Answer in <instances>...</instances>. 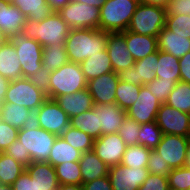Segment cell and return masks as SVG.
<instances>
[{
	"label": "cell",
	"mask_w": 190,
	"mask_h": 190,
	"mask_svg": "<svg viewBox=\"0 0 190 190\" xmlns=\"http://www.w3.org/2000/svg\"><path fill=\"white\" fill-rule=\"evenodd\" d=\"M70 125L87 133L94 140L101 136V127H98L97 105L79 115L70 118Z\"/></svg>",
	"instance_id": "cell-30"
},
{
	"label": "cell",
	"mask_w": 190,
	"mask_h": 190,
	"mask_svg": "<svg viewBox=\"0 0 190 190\" xmlns=\"http://www.w3.org/2000/svg\"><path fill=\"white\" fill-rule=\"evenodd\" d=\"M125 41L134 61L158 51L157 37L154 36L140 35L126 30Z\"/></svg>",
	"instance_id": "cell-23"
},
{
	"label": "cell",
	"mask_w": 190,
	"mask_h": 190,
	"mask_svg": "<svg viewBox=\"0 0 190 190\" xmlns=\"http://www.w3.org/2000/svg\"><path fill=\"white\" fill-rule=\"evenodd\" d=\"M67 143L82 153L93 149L94 139L87 133L72 127H69L60 135Z\"/></svg>",
	"instance_id": "cell-37"
},
{
	"label": "cell",
	"mask_w": 190,
	"mask_h": 190,
	"mask_svg": "<svg viewBox=\"0 0 190 190\" xmlns=\"http://www.w3.org/2000/svg\"><path fill=\"white\" fill-rule=\"evenodd\" d=\"M107 34L99 29H71L65 42L68 60L81 63L106 50Z\"/></svg>",
	"instance_id": "cell-1"
},
{
	"label": "cell",
	"mask_w": 190,
	"mask_h": 190,
	"mask_svg": "<svg viewBox=\"0 0 190 190\" xmlns=\"http://www.w3.org/2000/svg\"><path fill=\"white\" fill-rule=\"evenodd\" d=\"M106 50L111 59L112 69L117 74L125 70L127 67L133 66L135 63L127 48L125 31L108 33Z\"/></svg>",
	"instance_id": "cell-18"
},
{
	"label": "cell",
	"mask_w": 190,
	"mask_h": 190,
	"mask_svg": "<svg viewBox=\"0 0 190 190\" xmlns=\"http://www.w3.org/2000/svg\"><path fill=\"white\" fill-rule=\"evenodd\" d=\"M138 190H169L167 176L149 174Z\"/></svg>",
	"instance_id": "cell-49"
},
{
	"label": "cell",
	"mask_w": 190,
	"mask_h": 190,
	"mask_svg": "<svg viewBox=\"0 0 190 190\" xmlns=\"http://www.w3.org/2000/svg\"><path fill=\"white\" fill-rule=\"evenodd\" d=\"M19 129L5 123L0 118V152H4L15 140Z\"/></svg>",
	"instance_id": "cell-46"
},
{
	"label": "cell",
	"mask_w": 190,
	"mask_h": 190,
	"mask_svg": "<svg viewBox=\"0 0 190 190\" xmlns=\"http://www.w3.org/2000/svg\"><path fill=\"white\" fill-rule=\"evenodd\" d=\"M29 109L14 103L3 102L0 118L3 122L9 125L21 129L26 122Z\"/></svg>",
	"instance_id": "cell-36"
},
{
	"label": "cell",
	"mask_w": 190,
	"mask_h": 190,
	"mask_svg": "<svg viewBox=\"0 0 190 190\" xmlns=\"http://www.w3.org/2000/svg\"><path fill=\"white\" fill-rule=\"evenodd\" d=\"M80 66L87 81L95 79L102 74L114 72L107 50L98 52L92 55V57L85 59L80 63Z\"/></svg>",
	"instance_id": "cell-27"
},
{
	"label": "cell",
	"mask_w": 190,
	"mask_h": 190,
	"mask_svg": "<svg viewBox=\"0 0 190 190\" xmlns=\"http://www.w3.org/2000/svg\"><path fill=\"white\" fill-rule=\"evenodd\" d=\"M184 166L190 168V142H189L188 147H187L186 159H185V165Z\"/></svg>",
	"instance_id": "cell-60"
},
{
	"label": "cell",
	"mask_w": 190,
	"mask_h": 190,
	"mask_svg": "<svg viewBox=\"0 0 190 190\" xmlns=\"http://www.w3.org/2000/svg\"><path fill=\"white\" fill-rule=\"evenodd\" d=\"M189 142L190 137L163 134L154 150L161 154V158L168 163L171 169L181 168L185 165Z\"/></svg>",
	"instance_id": "cell-11"
},
{
	"label": "cell",
	"mask_w": 190,
	"mask_h": 190,
	"mask_svg": "<svg viewBox=\"0 0 190 190\" xmlns=\"http://www.w3.org/2000/svg\"><path fill=\"white\" fill-rule=\"evenodd\" d=\"M71 28L58 12H52L43 21L27 19L23 26L22 35L37 40L42 47L50 44H65Z\"/></svg>",
	"instance_id": "cell-2"
},
{
	"label": "cell",
	"mask_w": 190,
	"mask_h": 190,
	"mask_svg": "<svg viewBox=\"0 0 190 190\" xmlns=\"http://www.w3.org/2000/svg\"><path fill=\"white\" fill-rule=\"evenodd\" d=\"M70 2L71 0H47L48 5L50 6L53 12H59Z\"/></svg>",
	"instance_id": "cell-55"
},
{
	"label": "cell",
	"mask_w": 190,
	"mask_h": 190,
	"mask_svg": "<svg viewBox=\"0 0 190 190\" xmlns=\"http://www.w3.org/2000/svg\"><path fill=\"white\" fill-rule=\"evenodd\" d=\"M119 80L117 73L109 72L87 81L86 88L92 95L94 105L115 103V92Z\"/></svg>",
	"instance_id": "cell-17"
},
{
	"label": "cell",
	"mask_w": 190,
	"mask_h": 190,
	"mask_svg": "<svg viewBox=\"0 0 190 190\" xmlns=\"http://www.w3.org/2000/svg\"><path fill=\"white\" fill-rule=\"evenodd\" d=\"M158 51L135 61L133 66L118 73L119 79L125 83L143 86L156 79Z\"/></svg>",
	"instance_id": "cell-15"
},
{
	"label": "cell",
	"mask_w": 190,
	"mask_h": 190,
	"mask_svg": "<svg viewBox=\"0 0 190 190\" xmlns=\"http://www.w3.org/2000/svg\"><path fill=\"white\" fill-rule=\"evenodd\" d=\"M50 77L51 72H49L45 67L41 66V68L28 79L39 90L45 93L47 98H49Z\"/></svg>",
	"instance_id": "cell-47"
},
{
	"label": "cell",
	"mask_w": 190,
	"mask_h": 190,
	"mask_svg": "<svg viewBox=\"0 0 190 190\" xmlns=\"http://www.w3.org/2000/svg\"><path fill=\"white\" fill-rule=\"evenodd\" d=\"M9 38L7 35L3 32V30L0 28V46L4 44L6 41H8Z\"/></svg>",
	"instance_id": "cell-61"
},
{
	"label": "cell",
	"mask_w": 190,
	"mask_h": 190,
	"mask_svg": "<svg viewBox=\"0 0 190 190\" xmlns=\"http://www.w3.org/2000/svg\"><path fill=\"white\" fill-rule=\"evenodd\" d=\"M0 190H13L12 185L0 184Z\"/></svg>",
	"instance_id": "cell-62"
},
{
	"label": "cell",
	"mask_w": 190,
	"mask_h": 190,
	"mask_svg": "<svg viewBox=\"0 0 190 190\" xmlns=\"http://www.w3.org/2000/svg\"><path fill=\"white\" fill-rule=\"evenodd\" d=\"M81 155V151L72 147L61 136H57L47 162L55 167L63 162H78Z\"/></svg>",
	"instance_id": "cell-28"
},
{
	"label": "cell",
	"mask_w": 190,
	"mask_h": 190,
	"mask_svg": "<svg viewBox=\"0 0 190 190\" xmlns=\"http://www.w3.org/2000/svg\"><path fill=\"white\" fill-rule=\"evenodd\" d=\"M126 116L127 111L116 103L97 105V121L98 127H101V136L117 133Z\"/></svg>",
	"instance_id": "cell-21"
},
{
	"label": "cell",
	"mask_w": 190,
	"mask_h": 190,
	"mask_svg": "<svg viewBox=\"0 0 190 190\" xmlns=\"http://www.w3.org/2000/svg\"><path fill=\"white\" fill-rule=\"evenodd\" d=\"M176 83L177 81H166L163 80V78H156L146 84V86L149 88L150 92L160 100L161 103H165Z\"/></svg>",
	"instance_id": "cell-43"
},
{
	"label": "cell",
	"mask_w": 190,
	"mask_h": 190,
	"mask_svg": "<svg viewBox=\"0 0 190 190\" xmlns=\"http://www.w3.org/2000/svg\"><path fill=\"white\" fill-rule=\"evenodd\" d=\"M9 39L18 54L22 77L29 78L42 66L43 47L37 40L26 38L22 34Z\"/></svg>",
	"instance_id": "cell-8"
},
{
	"label": "cell",
	"mask_w": 190,
	"mask_h": 190,
	"mask_svg": "<svg viewBox=\"0 0 190 190\" xmlns=\"http://www.w3.org/2000/svg\"><path fill=\"white\" fill-rule=\"evenodd\" d=\"M40 128L39 117H38V109L29 110L28 116L26 118V122L23 124L21 129H36Z\"/></svg>",
	"instance_id": "cell-54"
},
{
	"label": "cell",
	"mask_w": 190,
	"mask_h": 190,
	"mask_svg": "<svg viewBox=\"0 0 190 190\" xmlns=\"http://www.w3.org/2000/svg\"><path fill=\"white\" fill-rule=\"evenodd\" d=\"M172 0H139V3L146 5H157L167 8Z\"/></svg>",
	"instance_id": "cell-57"
},
{
	"label": "cell",
	"mask_w": 190,
	"mask_h": 190,
	"mask_svg": "<svg viewBox=\"0 0 190 190\" xmlns=\"http://www.w3.org/2000/svg\"><path fill=\"white\" fill-rule=\"evenodd\" d=\"M73 1L87 4L89 6H94L100 9L107 0H73Z\"/></svg>",
	"instance_id": "cell-58"
},
{
	"label": "cell",
	"mask_w": 190,
	"mask_h": 190,
	"mask_svg": "<svg viewBox=\"0 0 190 190\" xmlns=\"http://www.w3.org/2000/svg\"><path fill=\"white\" fill-rule=\"evenodd\" d=\"M147 170L149 174L167 176L172 169L168 163L164 162L161 158V154L157 153L155 150H150Z\"/></svg>",
	"instance_id": "cell-45"
},
{
	"label": "cell",
	"mask_w": 190,
	"mask_h": 190,
	"mask_svg": "<svg viewBox=\"0 0 190 190\" xmlns=\"http://www.w3.org/2000/svg\"><path fill=\"white\" fill-rule=\"evenodd\" d=\"M65 44H50L43 47L42 66L53 72L68 62Z\"/></svg>",
	"instance_id": "cell-32"
},
{
	"label": "cell",
	"mask_w": 190,
	"mask_h": 190,
	"mask_svg": "<svg viewBox=\"0 0 190 190\" xmlns=\"http://www.w3.org/2000/svg\"><path fill=\"white\" fill-rule=\"evenodd\" d=\"M47 99V95L32 84L28 78L10 81L4 102L24 106L29 110L38 109Z\"/></svg>",
	"instance_id": "cell-7"
},
{
	"label": "cell",
	"mask_w": 190,
	"mask_h": 190,
	"mask_svg": "<svg viewBox=\"0 0 190 190\" xmlns=\"http://www.w3.org/2000/svg\"><path fill=\"white\" fill-rule=\"evenodd\" d=\"M139 130H140V124L137 123L135 120L126 116L117 133L123 139L126 146H133L139 144L138 142Z\"/></svg>",
	"instance_id": "cell-42"
},
{
	"label": "cell",
	"mask_w": 190,
	"mask_h": 190,
	"mask_svg": "<svg viewBox=\"0 0 190 190\" xmlns=\"http://www.w3.org/2000/svg\"><path fill=\"white\" fill-rule=\"evenodd\" d=\"M26 171L37 180L40 190H57L59 182L55 167L48 162H31Z\"/></svg>",
	"instance_id": "cell-26"
},
{
	"label": "cell",
	"mask_w": 190,
	"mask_h": 190,
	"mask_svg": "<svg viewBox=\"0 0 190 190\" xmlns=\"http://www.w3.org/2000/svg\"><path fill=\"white\" fill-rule=\"evenodd\" d=\"M13 190H40L37 180L25 170L12 184Z\"/></svg>",
	"instance_id": "cell-50"
},
{
	"label": "cell",
	"mask_w": 190,
	"mask_h": 190,
	"mask_svg": "<svg viewBox=\"0 0 190 190\" xmlns=\"http://www.w3.org/2000/svg\"><path fill=\"white\" fill-rule=\"evenodd\" d=\"M149 175L147 168L127 167L121 164L109 167L112 190H138Z\"/></svg>",
	"instance_id": "cell-13"
},
{
	"label": "cell",
	"mask_w": 190,
	"mask_h": 190,
	"mask_svg": "<svg viewBox=\"0 0 190 190\" xmlns=\"http://www.w3.org/2000/svg\"><path fill=\"white\" fill-rule=\"evenodd\" d=\"M3 102L2 100H0V116H1V111H2V107H3Z\"/></svg>",
	"instance_id": "cell-63"
},
{
	"label": "cell",
	"mask_w": 190,
	"mask_h": 190,
	"mask_svg": "<svg viewBox=\"0 0 190 190\" xmlns=\"http://www.w3.org/2000/svg\"><path fill=\"white\" fill-rule=\"evenodd\" d=\"M149 155L150 149L145 146L140 144L127 146L120 164L127 167L147 168Z\"/></svg>",
	"instance_id": "cell-35"
},
{
	"label": "cell",
	"mask_w": 190,
	"mask_h": 190,
	"mask_svg": "<svg viewBox=\"0 0 190 190\" xmlns=\"http://www.w3.org/2000/svg\"><path fill=\"white\" fill-rule=\"evenodd\" d=\"M155 122L163 134L190 137V115L162 103Z\"/></svg>",
	"instance_id": "cell-10"
},
{
	"label": "cell",
	"mask_w": 190,
	"mask_h": 190,
	"mask_svg": "<svg viewBox=\"0 0 190 190\" xmlns=\"http://www.w3.org/2000/svg\"><path fill=\"white\" fill-rule=\"evenodd\" d=\"M79 166L82 184L108 176L109 173V166H107L93 150L82 153Z\"/></svg>",
	"instance_id": "cell-25"
},
{
	"label": "cell",
	"mask_w": 190,
	"mask_h": 190,
	"mask_svg": "<svg viewBox=\"0 0 190 190\" xmlns=\"http://www.w3.org/2000/svg\"><path fill=\"white\" fill-rule=\"evenodd\" d=\"M162 130L157 123L149 122L140 124L138 142L147 149L154 150L162 138Z\"/></svg>",
	"instance_id": "cell-40"
},
{
	"label": "cell",
	"mask_w": 190,
	"mask_h": 190,
	"mask_svg": "<svg viewBox=\"0 0 190 190\" xmlns=\"http://www.w3.org/2000/svg\"><path fill=\"white\" fill-rule=\"evenodd\" d=\"M87 87V80L79 63L68 61L51 73L49 98L72 94Z\"/></svg>",
	"instance_id": "cell-4"
},
{
	"label": "cell",
	"mask_w": 190,
	"mask_h": 190,
	"mask_svg": "<svg viewBox=\"0 0 190 190\" xmlns=\"http://www.w3.org/2000/svg\"><path fill=\"white\" fill-rule=\"evenodd\" d=\"M59 184L82 185V176L78 162H63L55 166Z\"/></svg>",
	"instance_id": "cell-39"
},
{
	"label": "cell",
	"mask_w": 190,
	"mask_h": 190,
	"mask_svg": "<svg viewBox=\"0 0 190 190\" xmlns=\"http://www.w3.org/2000/svg\"><path fill=\"white\" fill-rule=\"evenodd\" d=\"M2 2H11L12 0H0Z\"/></svg>",
	"instance_id": "cell-64"
},
{
	"label": "cell",
	"mask_w": 190,
	"mask_h": 190,
	"mask_svg": "<svg viewBox=\"0 0 190 190\" xmlns=\"http://www.w3.org/2000/svg\"><path fill=\"white\" fill-rule=\"evenodd\" d=\"M83 190H112V186L108 176L100 179H94L91 182L82 184Z\"/></svg>",
	"instance_id": "cell-52"
},
{
	"label": "cell",
	"mask_w": 190,
	"mask_h": 190,
	"mask_svg": "<svg viewBox=\"0 0 190 190\" xmlns=\"http://www.w3.org/2000/svg\"><path fill=\"white\" fill-rule=\"evenodd\" d=\"M162 103L149 90L146 85L141 86L138 98L127 110V116L137 123L154 122Z\"/></svg>",
	"instance_id": "cell-16"
},
{
	"label": "cell",
	"mask_w": 190,
	"mask_h": 190,
	"mask_svg": "<svg viewBox=\"0 0 190 190\" xmlns=\"http://www.w3.org/2000/svg\"><path fill=\"white\" fill-rule=\"evenodd\" d=\"M27 17L11 2L0 1V28L8 38L21 35Z\"/></svg>",
	"instance_id": "cell-22"
},
{
	"label": "cell",
	"mask_w": 190,
	"mask_h": 190,
	"mask_svg": "<svg viewBox=\"0 0 190 190\" xmlns=\"http://www.w3.org/2000/svg\"><path fill=\"white\" fill-rule=\"evenodd\" d=\"M126 147L118 133H110L95 139L92 150L107 166L111 167L121 163Z\"/></svg>",
	"instance_id": "cell-14"
},
{
	"label": "cell",
	"mask_w": 190,
	"mask_h": 190,
	"mask_svg": "<svg viewBox=\"0 0 190 190\" xmlns=\"http://www.w3.org/2000/svg\"><path fill=\"white\" fill-rule=\"evenodd\" d=\"M4 152L25 167L32 162L29 152H25L22 143L18 141V139L15 140Z\"/></svg>",
	"instance_id": "cell-48"
},
{
	"label": "cell",
	"mask_w": 190,
	"mask_h": 190,
	"mask_svg": "<svg viewBox=\"0 0 190 190\" xmlns=\"http://www.w3.org/2000/svg\"><path fill=\"white\" fill-rule=\"evenodd\" d=\"M0 75L9 81L22 78L19 57L10 39L0 46Z\"/></svg>",
	"instance_id": "cell-24"
},
{
	"label": "cell",
	"mask_w": 190,
	"mask_h": 190,
	"mask_svg": "<svg viewBox=\"0 0 190 190\" xmlns=\"http://www.w3.org/2000/svg\"><path fill=\"white\" fill-rule=\"evenodd\" d=\"M138 4L139 0H107L100 8V30L126 31Z\"/></svg>",
	"instance_id": "cell-3"
},
{
	"label": "cell",
	"mask_w": 190,
	"mask_h": 190,
	"mask_svg": "<svg viewBox=\"0 0 190 190\" xmlns=\"http://www.w3.org/2000/svg\"><path fill=\"white\" fill-rule=\"evenodd\" d=\"M57 190H83L82 185H73V184H59Z\"/></svg>",
	"instance_id": "cell-59"
},
{
	"label": "cell",
	"mask_w": 190,
	"mask_h": 190,
	"mask_svg": "<svg viewBox=\"0 0 190 190\" xmlns=\"http://www.w3.org/2000/svg\"><path fill=\"white\" fill-rule=\"evenodd\" d=\"M10 81L0 75V100L4 101Z\"/></svg>",
	"instance_id": "cell-56"
},
{
	"label": "cell",
	"mask_w": 190,
	"mask_h": 190,
	"mask_svg": "<svg viewBox=\"0 0 190 190\" xmlns=\"http://www.w3.org/2000/svg\"><path fill=\"white\" fill-rule=\"evenodd\" d=\"M71 29H99L100 9L71 0L58 12Z\"/></svg>",
	"instance_id": "cell-9"
},
{
	"label": "cell",
	"mask_w": 190,
	"mask_h": 190,
	"mask_svg": "<svg viewBox=\"0 0 190 190\" xmlns=\"http://www.w3.org/2000/svg\"><path fill=\"white\" fill-rule=\"evenodd\" d=\"M140 88L141 86L119 80L115 92V103L121 109L127 111L138 98Z\"/></svg>",
	"instance_id": "cell-38"
},
{
	"label": "cell",
	"mask_w": 190,
	"mask_h": 190,
	"mask_svg": "<svg viewBox=\"0 0 190 190\" xmlns=\"http://www.w3.org/2000/svg\"><path fill=\"white\" fill-rule=\"evenodd\" d=\"M174 34L190 35V15L166 16V25Z\"/></svg>",
	"instance_id": "cell-44"
},
{
	"label": "cell",
	"mask_w": 190,
	"mask_h": 190,
	"mask_svg": "<svg viewBox=\"0 0 190 190\" xmlns=\"http://www.w3.org/2000/svg\"><path fill=\"white\" fill-rule=\"evenodd\" d=\"M40 128L60 136L70 125V118L55 99L47 98L38 108Z\"/></svg>",
	"instance_id": "cell-12"
},
{
	"label": "cell",
	"mask_w": 190,
	"mask_h": 190,
	"mask_svg": "<svg viewBox=\"0 0 190 190\" xmlns=\"http://www.w3.org/2000/svg\"><path fill=\"white\" fill-rule=\"evenodd\" d=\"M165 103L172 108L189 113L190 84L183 81L177 82Z\"/></svg>",
	"instance_id": "cell-34"
},
{
	"label": "cell",
	"mask_w": 190,
	"mask_h": 190,
	"mask_svg": "<svg viewBox=\"0 0 190 190\" xmlns=\"http://www.w3.org/2000/svg\"><path fill=\"white\" fill-rule=\"evenodd\" d=\"M167 178L169 189L190 190V168L183 166L172 169Z\"/></svg>",
	"instance_id": "cell-41"
},
{
	"label": "cell",
	"mask_w": 190,
	"mask_h": 190,
	"mask_svg": "<svg viewBox=\"0 0 190 190\" xmlns=\"http://www.w3.org/2000/svg\"><path fill=\"white\" fill-rule=\"evenodd\" d=\"M25 170L26 167L13 157L0 152V184L12 185Z\"/></svg>",
	"instance_id": "cell-33"
},
{
	"label": "cell",
	"mask_w": 190,
	"mask_h": 190,
	"mask_svg": "<svg viewBox=\"0 0 190 190\" xmlns=\"http://www.w3.org/2000/svg\"><path fill=\"white\" fill-rule=\"evenodd\" d=\"M179 58L158 50V63L155 71L156 78L166 81H180Z\"/></svg>",
	"instance_id": "cell-31"
},
{
	"label": "cell",
	"mask_w": 190,
	"mask_h": 190,
	"mask_svg": "<svg viewBox=\"0 0 190 190\" xmlns=\"http://www.w3.org/2000/svg\"><path fill=\"white\" fill-rule=\"evenodd\" d=\"M57 135L42 128L19 129L18 141L25 152H29L32 162H47Z\"/></svg>",
	"instance_id": "cell-6"
},
{
	"label": "cell",
	"mask_w": 190,
	"mask_h": 190,
	"mask_svg": "<svg viewBox=\"0 0 190 190\" xmlns=\"http://www.w3.org/2000/svg\"><path fill=\"white\" fill-rule=\"evenodd\" d=\"M11 4L18 7L27 19L38 22L43 21L53 12L47 0H12Z\"/></svg>",
	"instance_id": "cell-29"
},
{
	"label": "cell",
	"mask_w": 190,
	"mask_h": 190,
	"mask_svg": "<svg viewBox=\"0 0 190 190\" xmlns=\"http://www.w3.org/2000/svg\"><path fill=\"white\" fill-rule=\"evenodd\" d=\"M158 50L181 58L190 51V35L174 34L166 26L157 37Z\"/></svg>",
	"instance_id": "cell-19"
},
{
	"label": "cell",
	"mask_w": 190,
	"mask_h": 190,
	"mask_svg": "<svg viewBox=\"0 0 190 190\" xmlns=\"http://www.w3.org/2000/svg\"><path fill=\"white\" fill-rule=\"evenodd\" d=\"M167 8L139 3L132 15L128 31L158 37L166 25Z\"/></svg>",
	"instance_id": "cell-5"
},
{
	"label": "cell",
	"mask_w": 190,
	"mask_h": 190,
	"mask_svg": "<svg viewBox=\"0 0 190 190\" xmlns=\"http://www.w3.org/2000/svg\"><path fill=\"white\" fill-rule=\"evenodd\" d=\"M180 81L190 84V51L179 58Z\"/></svg>",
	"instance_id": "cell-53"
},
{
	"label": "cell",
	"mask_w": 190,
	"mask_h": 190,
	"mask_svg": "<svg viewBox=\"0 0 190 190\" xmlns=\"http://www.w3.org/2000/svg\"><path fill=\"white\" fill-rule=\"evenodd\" d=\"M190 15V0H172L166 16Z\"/></svg>",
	"instance_id": "cell-51"
},
{
	"label": "cell",
	"mask_w": 190,
	"mask_h": 190,
	"mask_svg": "<svg viewBox=\"0 0 190 190\" xmlns=\"http://www.w3.org/2000/svg\"><path fill=\"white\" fill-rule=\"evenodd\" d=\"M55 101L66 112L69 118L90 110L94 106L92 95L88 92L87 88L73 92L72 94L57 96Z\"/></svg>",
	"instance_id": "cell-20"
}]
</instances>
